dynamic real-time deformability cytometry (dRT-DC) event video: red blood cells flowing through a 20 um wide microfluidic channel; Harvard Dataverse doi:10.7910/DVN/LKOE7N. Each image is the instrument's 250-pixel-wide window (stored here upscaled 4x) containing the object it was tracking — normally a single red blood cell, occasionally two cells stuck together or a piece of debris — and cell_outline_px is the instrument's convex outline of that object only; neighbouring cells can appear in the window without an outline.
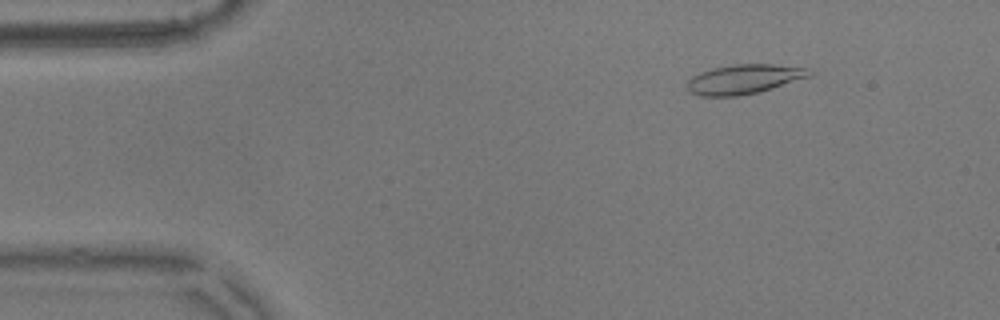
{"species": "common noctule bat (a hibernating species)", "species_latin": "Nyctalus noctula", "temperature_condition": "warm", "stored_images_in_passage": 55, "camera_frame_rate_fps": 3000, "um_per_image_px": 0.085, "animal": {"sex": "male", "body_mass_g": 17.9}, "frame": {"image": 1, "passage_image": 7, "time_ms": 2.0, "image_size_px": [1000, 320], "cell_outline_px": [[816, 72], [812, 76], [772, 88], [756, 92], [736, 96], [700, 96], [688, 92], [688, 80], [692, 76], [700, 72], [712, 68], [732, 64], [772, 64], [808, 68]], "centroid_in_image_um": [63.26, 6.72], "position_along_channel_um": 21.7, "area_um2": 21.1}}
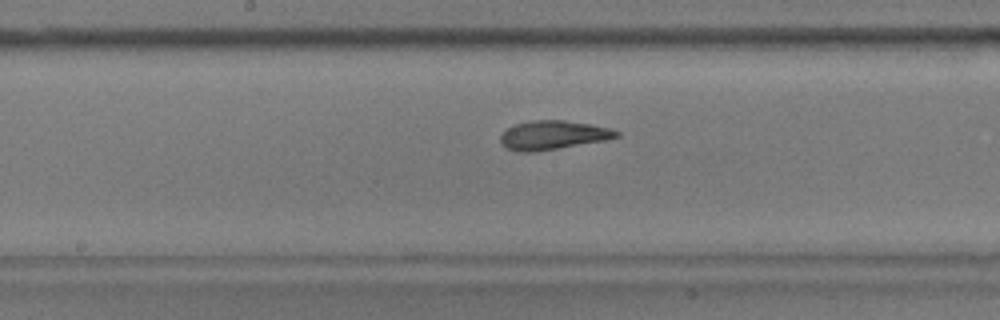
{"frame": {"image": 2, "passage_image": 28, "time_ms": 9.0, "image_size_px": [1000, 320], "cell_outline_px": [[620, 136], [604, 140], [532, 152], [520, 152], [508, 148], [500, 144], [500, 136], [508, 128], [516, 124], [532, 120], [564, 120], [588, 124], [608, 128], [620, 132]], "centroid_in_image_um": [46.97, 11.48], "position_along_channel_um": 201.2, "area_um2": 19.13}}
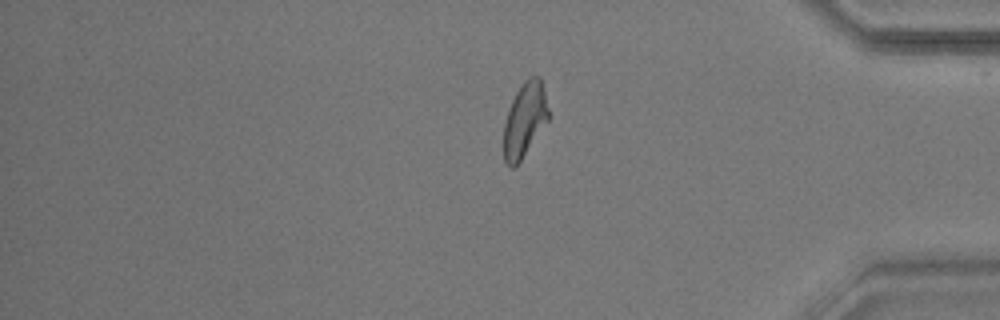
{"frame": {"image": 3, "passage_image": 46, "time_ms": 15.0, "image_size_px": [1000, 320], "cell_outline_px": [[552, 116], [516, 168], [508, 168], [504, 160], [504, 124], [508, 108], [516, 92], [524, 80], [532, 76], [540, 76]], "centroid_in_image_um": [44.63, 10.21], "position_along_channel_um": 390.6, "area_um2": 20.06}, "authors_computed_cell_mechanics": {"area_um2": 20.23, "velocity_mm_per_s": 3.5829, "shape_relaxation_time_tau1_ms": 3.8368, "shape_relaxation_time_tau2_ms": 1.8392, "deformation_change_tau1": 0.1539, "deformation_change_tau2": 0.0856}}